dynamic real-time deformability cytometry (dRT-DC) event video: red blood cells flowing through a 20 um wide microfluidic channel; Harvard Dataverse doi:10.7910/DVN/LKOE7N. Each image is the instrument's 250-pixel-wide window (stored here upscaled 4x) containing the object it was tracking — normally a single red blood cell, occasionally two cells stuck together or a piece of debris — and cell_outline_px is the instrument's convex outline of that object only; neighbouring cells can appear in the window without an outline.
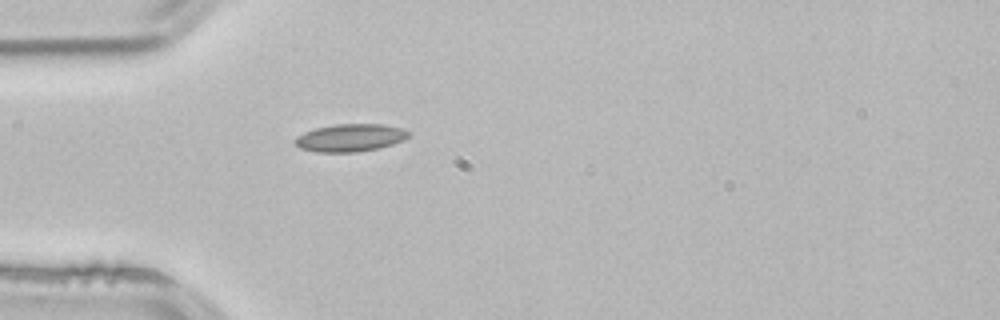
{"species": "common noctule bat (a hibernating species)", "species_latin": "Nyctalus noctula", "temperature_condition": "room temperature", "stored_images_in_passage": 4, "camera_frame_rate_fps": 3000, "um_per_image_px": 0.085, "animal": {"sex": "male", "body_mass_g": 21.5, "forearm_length_mm": 52.0}, "frame": {"image": 1, "passage_image": 4, "time_ms": 1.0, "image_size_px": [1000, 320], "cell_outline_px": [[408, 136], [392, 144], [376, 148], [356, 152], [316, 152], [300, 148], [292, 140], [296, 136], [304, 132], [316, 128], [332, 124], [384, 124], [400, 128], [408, 132]], "centroid_in_image_um": [29.68, 11.7], "position_along_channel_um": 55.3, "area_um2": 18.09}}